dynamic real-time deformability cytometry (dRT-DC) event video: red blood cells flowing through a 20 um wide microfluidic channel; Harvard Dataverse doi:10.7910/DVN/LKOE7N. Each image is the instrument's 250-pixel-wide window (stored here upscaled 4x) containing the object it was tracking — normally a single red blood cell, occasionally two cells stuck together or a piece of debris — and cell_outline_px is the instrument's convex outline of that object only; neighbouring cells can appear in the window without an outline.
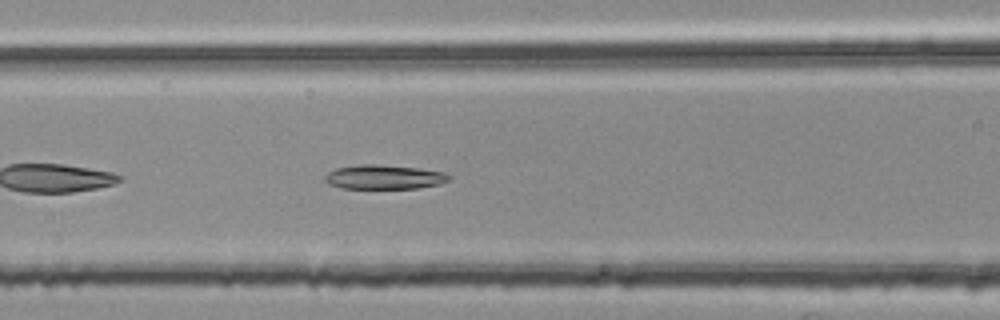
{"species": "common noctule bat (a hibernating species)", "species_latin": "Nyctalus noctula", "temperature_condition": "room temperature", "stored_images_in_passage": 37, "camera_frame_rate_fps": 3000, "um_per_image_px": 0.085, "animal": {"sex": "female", "body_mass_g": 25.1}, "frame": {"image": 1, "passage_image": 8, "time_ms": 2.333, "image_size_px": [1000, 320], "cell_outline_px": [[452, 180], [440, 184], [420, 188], [344, 188], [328, 184], [324, 180], [324, 176], [328, 172], [336, 168], [360, 164], [372, 164], [420, 168], [444, 172], [452, 176]], "centroid_in_image_um": [32.69, 15.05], "position_along_channel_um": 133.9, "area_um2": 17.69}}
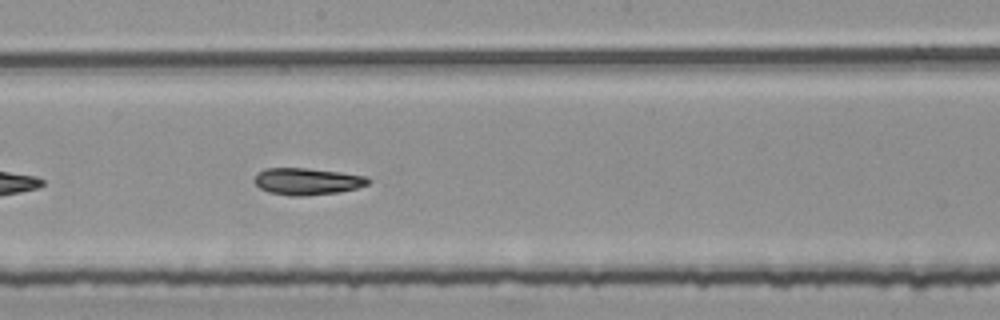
{"frame": {"image": 2, "passage_image": 15, "time_ms": 4.667, "image_size_px": [1000, 320], "cell_outline_px": [[372, 180], [368, 184], [356, 188], [340, 192], [304, 196], [288, 196], [268, 192], [260, 188], [252, 180], [256, 172], [264, 168], [308, 168], [340, 172], [368, 176]], "centroid_in_image_um": [26.09, 15.41], "position_along_channel_um": 222.1, "area_um2": 18.15}}
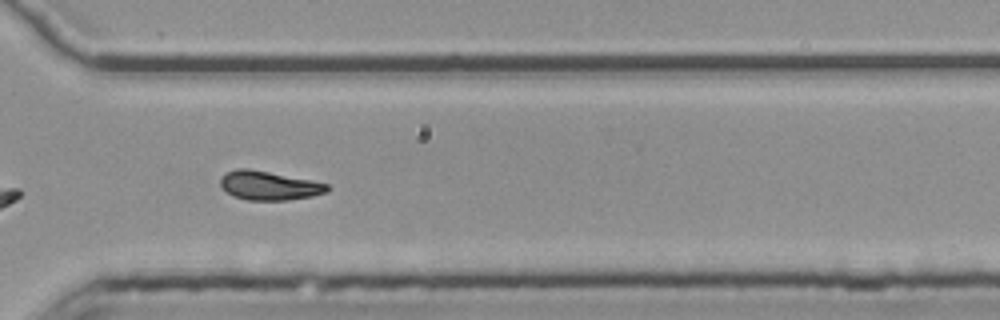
{"frame": {"image": 3, "passage_image": 25, "time_ms": 8.0, "image_size_px": [1000, 320], "cell_outline_px": [[328, 192], [312, 196], [288, 200], [248, 200], [232, 196], [220, 184], [220, 176], [224, 172], [236, 168], [248, 168], [312, 180], [328, 184]], "centroid_in_image_um": [22.84, 15.76], "position_along_channel_um": 347.8, "area_um2": 18.09}}